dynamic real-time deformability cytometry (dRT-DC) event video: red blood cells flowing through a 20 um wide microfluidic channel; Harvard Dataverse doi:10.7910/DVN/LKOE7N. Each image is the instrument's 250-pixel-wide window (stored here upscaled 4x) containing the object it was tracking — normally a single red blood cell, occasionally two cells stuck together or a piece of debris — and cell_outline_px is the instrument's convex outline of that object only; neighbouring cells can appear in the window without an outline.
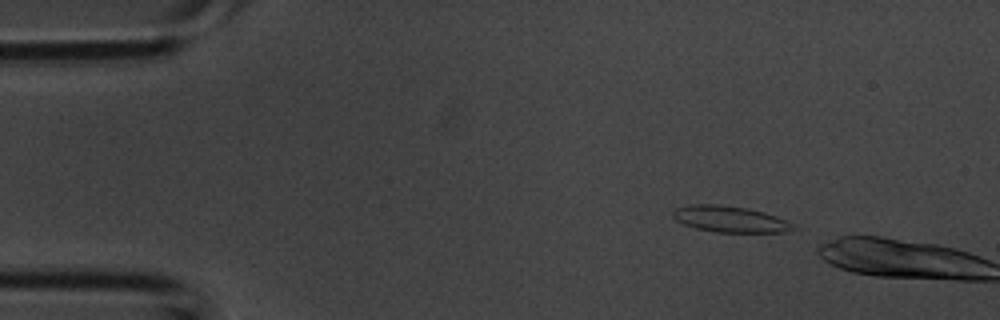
{"species": "common noctule bat (a hibernating species)", "species_latin": "Nyctalus noctula", "temperature_condition": "room temperature", "stored_images_in_passage": 2, "camera_frame_rate_fps": 3000, "um_per_image_px": 0.085, "animal": {"sex": "male", "body_mass_g": 20.1, "forearm_length_mm": 53.5}, "frame": {"image": 1, "passage_image": 1, "time_ms": 0.0, "image_size_px": [1000, 320], "cell_outline_px": [[800, 228], [784, 232], [716, 232], [696, 228], [684, 224], [676, 220], [672, 216], [672, 212], [676, 208], [692, 204], [716, 204], [748, 208], [764, 212], [776, 216]], "centroid_in_image_um": [62.05, 18.62], "position_along_channel_um": 23.0, "area_um2": 18.32}}